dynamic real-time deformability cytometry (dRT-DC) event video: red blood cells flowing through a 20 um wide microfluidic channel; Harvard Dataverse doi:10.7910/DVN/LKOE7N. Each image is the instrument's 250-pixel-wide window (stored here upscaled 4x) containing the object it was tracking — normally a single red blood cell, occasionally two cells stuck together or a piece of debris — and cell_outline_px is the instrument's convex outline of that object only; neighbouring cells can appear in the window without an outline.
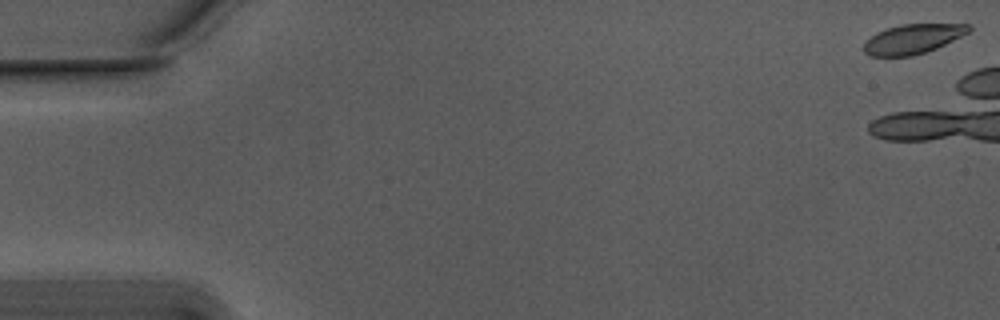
{"species": "Egyptian fruit bat (a non-hibernating species)", "species_latin": "Rousettus aegyptiacus", "temperature_condition": "warm", "stored_images_in_passage": 8, "camera_frame_rate_fps": 3000, "um_per_image_px": 0.085, "animal": {"sex": "male"}, "frame": {"image": 1, "passage_image": 1, "time_ms": 0.0, "image_size_px": [1000, 320], "cell_outline_px": [[972, 28], [968, 32], [936, 48], [912, 56], [872, 56], [864, 52], [864, 44], [876, 32], [900, 24], [972, 24]], "centroid_in_image_um": [77.59, 3.3], "position_along_channel_um": 7.4, "area_um2": 17.8}}